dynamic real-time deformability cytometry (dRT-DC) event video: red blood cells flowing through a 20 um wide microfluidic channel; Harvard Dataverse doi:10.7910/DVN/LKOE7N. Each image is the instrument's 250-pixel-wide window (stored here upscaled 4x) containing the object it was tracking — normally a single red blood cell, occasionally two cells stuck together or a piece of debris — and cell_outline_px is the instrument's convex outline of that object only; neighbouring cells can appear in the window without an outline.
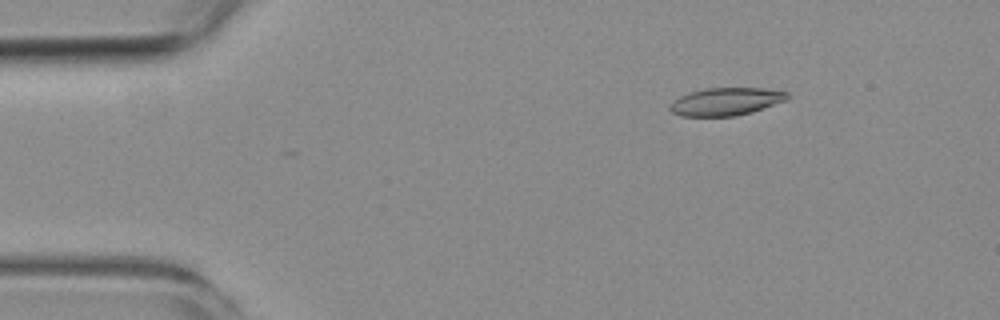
{"species": "common noctule bat (a hibernating species)", "species_latin": "Nyctalus noctula", "temperature_condition": "room temperature", "stored_images_in_passage": 4, "camera_frame_rate_fps": 3000, "um_per_image_px": 0.085, "animal": {"sex": "female", "body_mass_g": 19.3, "forearm_length_mm": 54.1}, "frame": {"image": 1, "passage_image": 1, "time_ms": 0.0, "image_size_px": [1000, 320], "cell_outline_px": [[788, 100], [752, 112], [736, 116], [680, 116], [672, 112], [668, 108], [668, 104], [680, 96], [688, 92], [704, 88], [764, 88], [788, 92]], "centroid_in_image_um": [61.68, 8.63], "position_along_channel_um": 23.3, "area_um2": 19.19}}